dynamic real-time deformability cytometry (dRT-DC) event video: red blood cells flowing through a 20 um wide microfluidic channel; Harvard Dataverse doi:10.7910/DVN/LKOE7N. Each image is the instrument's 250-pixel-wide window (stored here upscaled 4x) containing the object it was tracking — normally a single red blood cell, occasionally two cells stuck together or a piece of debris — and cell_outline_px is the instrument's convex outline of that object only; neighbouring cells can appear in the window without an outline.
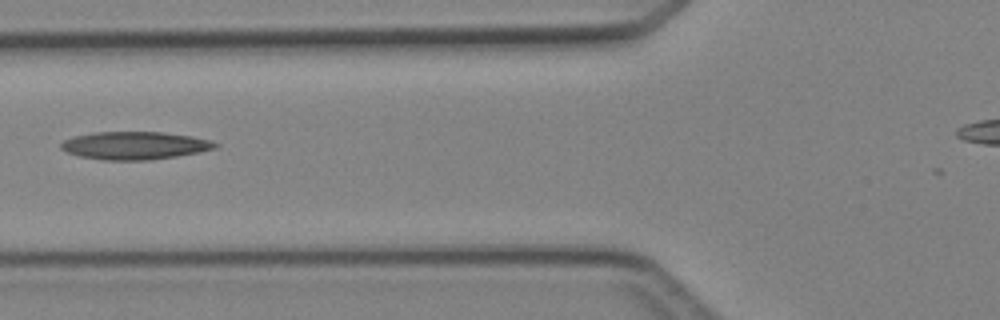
{"species": "Egyptian fruit bat (a non-hibernating species)", "species_latin": "Rousettus aegyptiacus", "temperature_condition": "cold", "stored_images_in_passage": 5, "camera_frame_rate_fps": 3000, "um_per_image_px": 0.085, "animal": {"sex": "female"}, "frame": {"image": 1, "passage_image": 4, "time_ms": 3.667, "image_size_px": [1000, 320], "cell_outline_px": [[220, 144], [216, 148], [176, 156], [148, 160], [104, 160], [80, 156], [68, 152], [60, 148], [60, 144], [64, 140], [72, 136], [92, 132], [164, 132], [192, 136], [212, 140]], "centroid_in_image_um": [11.45, 12.36], "position_along_channel_um": 114.4, "area_um2": 25.03}}
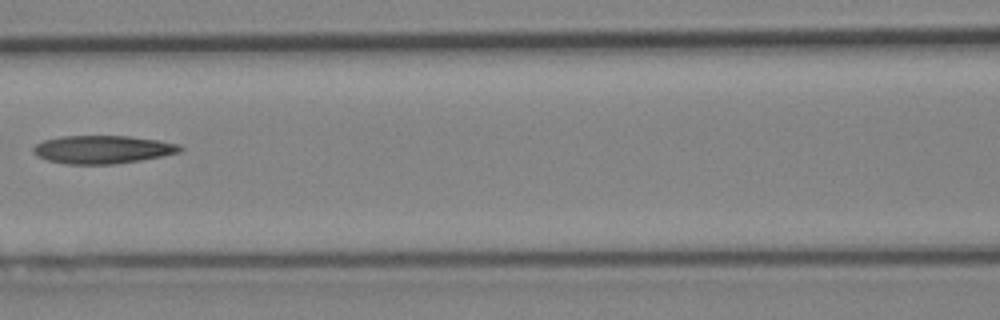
{"frame": {"image": 2, "passage_image": 5, "time_ms": 4.667, "image_size_px": [1000, 320], "cell_outline_px": [[184, 148], [180, 152], [140, 160], [112, 164], [64, 164], [48, 160], [36, 156], [32, 152], [32, 148], [36, 144], [44, 140], [60, 136], [132, 136], [160, 140], [180, 144]], "centroid_in_image_um": [8.71, 12.7], "position_along_channel_um": 157.9, "area_um2": 24.16}}